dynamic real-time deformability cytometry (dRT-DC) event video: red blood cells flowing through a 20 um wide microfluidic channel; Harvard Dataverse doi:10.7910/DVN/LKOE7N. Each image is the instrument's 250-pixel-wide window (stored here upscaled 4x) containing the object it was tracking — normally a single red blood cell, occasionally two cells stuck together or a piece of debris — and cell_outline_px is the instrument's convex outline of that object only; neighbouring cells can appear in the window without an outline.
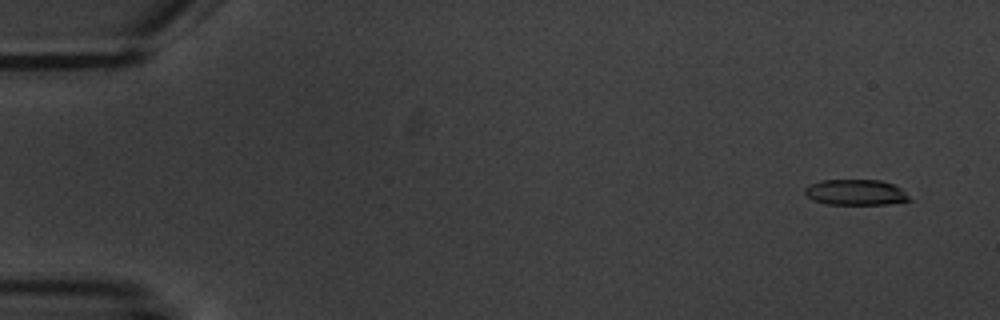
{"species": "common noctule bat (a hibernating species)", "species_latin": "Nyctalus noctula", "temperature_condition": "warm", "stored_images_in_passage": 4, "camera_frame_rate_fps": 3000, "um_per_image_px": 0.085, "animal": {"sex": "male", "body_mass_g": 20.1, "forearm_length_mm": 53.5}, "frame": {"image": 1, "passage_image": 1, "time_ms": 0.0, "image_size_px": [1000, 320], "cell_outline_px": [[912, 200], [888, 204], [828, 204], [812, 200], [804, 192], [804, 188], [808, 184], [820, 180], [880, 180], [892, 184], [900, 188]], "centroid_in_image_um": [72.69, 16.34], "position_along_channel_um": 12.3, "area_um2": 15.61}}